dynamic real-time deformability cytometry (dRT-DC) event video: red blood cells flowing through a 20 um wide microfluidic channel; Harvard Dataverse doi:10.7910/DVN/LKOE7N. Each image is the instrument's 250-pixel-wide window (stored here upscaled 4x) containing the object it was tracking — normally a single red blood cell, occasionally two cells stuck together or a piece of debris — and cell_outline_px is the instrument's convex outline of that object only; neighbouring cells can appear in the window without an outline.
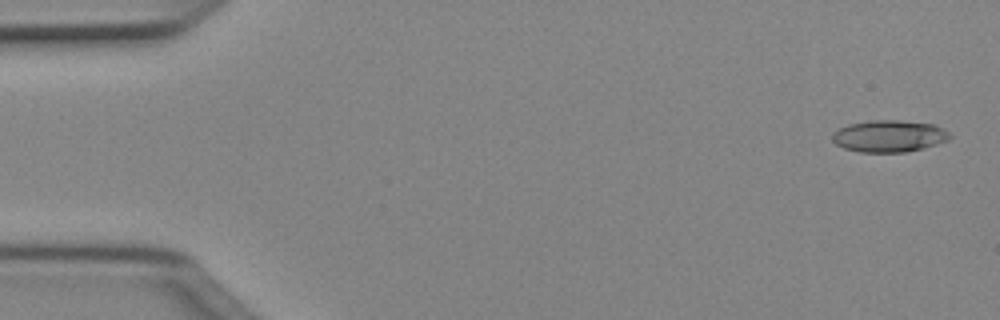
{"species": "Egyptian fruit bat (a non-hibernating species)", "species_latin": "Rousettus aegyptiacus", "temperature_condition": "cold", "stored_images_in_passage": 11, "camera_frame_rate_fps": 3000, "um_per_image_px": 0.085, "animal": {"sex": "female"}, "frame": {"image": 1, "passage_image": 1, "time_ms": 0.0, "image_size_px": [1000, 320], "cell_outline_px": [[952, 136], [948, 140], [924, 148], [904, 152], [860, 152], [844, 148], [836, 144], [832, 140], [832, 132], [848, 124], [872, 120], [900, 120], [932, 124], [944, 128]], "centroid_in_image_um": [75.57, 11.56], "position_along_channel_um": 9.4, "area_um2": 21.85}}